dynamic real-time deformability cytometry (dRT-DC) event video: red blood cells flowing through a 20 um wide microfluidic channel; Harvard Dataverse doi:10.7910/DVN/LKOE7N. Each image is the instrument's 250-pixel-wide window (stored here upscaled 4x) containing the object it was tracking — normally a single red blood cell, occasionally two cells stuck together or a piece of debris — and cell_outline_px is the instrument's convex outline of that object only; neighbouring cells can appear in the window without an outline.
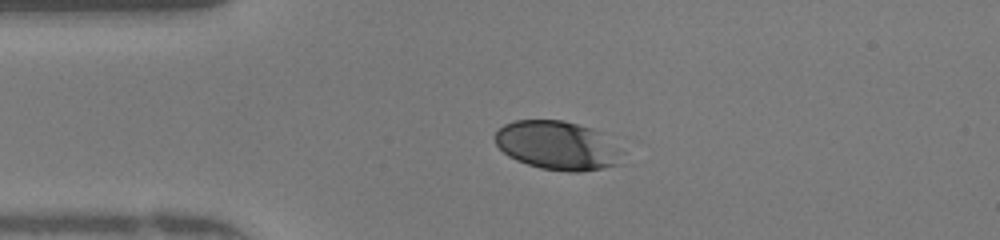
{"species": "human", "species_latin": "Homo sapiens", "temperature_condition": "warm", "stored_images_in_passage": 48, "camera_frame_rate_fps": 3000, "um_per_image_px": 0.085, "donor": {"sex": "female"}, "frame": {"image": 1, "passage_image": 11, "time_ms": 3.333, "image_size_px": [1000, 240], "cell_outline_px": [[620, 164], [604, 168], [580, 172], [568, 172], [540, 168], [516, 160], [508, 156], [496, 144], [496, 132], [504, 124], [516, 120], [564, 120], [592, 128], [600, 132], [616, 148]], "centroid_in_image_um": [47.32, 12.37], "position_along_channel_um": 37.7, "area_um2": 35.66}}
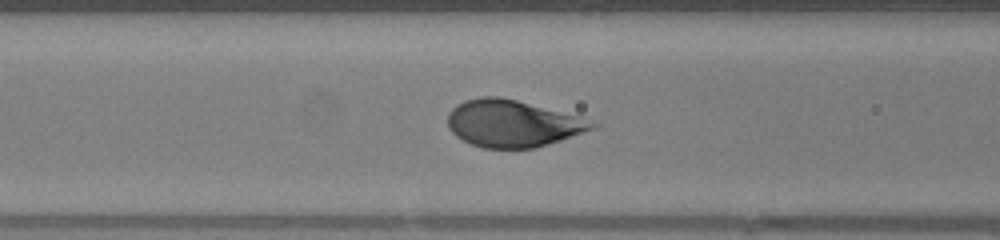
{"frame": {"image": 2, "passage_image": 19, "time_ms": 6.0, "image_size_px": [1000, 240], "cell_outline_px": [[600, 124], [592, 128], [560, 140], [536, 148], [484, 148], [472, 144], [456, 136], [448, 128], [448, 112], [456, 104], [464, 100], [480, 96], [496, 96], [516, 100], [580, 116]], "centroid_in_image_um": [43.53, 10.48], "position_along_channel_um": 123.1, "area_um2": 39.3}}
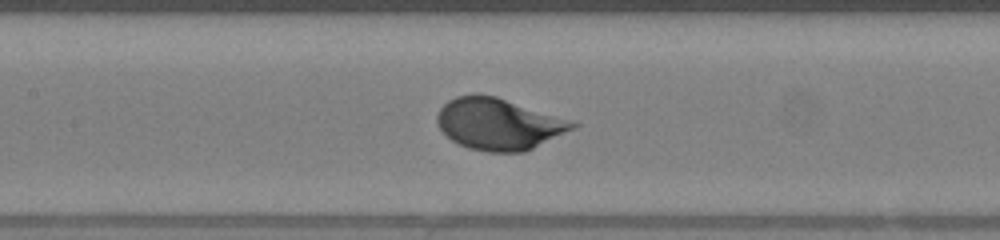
{"frame": {"image": 3, "passage_image": 22, "time_ms": 7.0, "image_size_px": [1000, 240], "cell_outline_px": [[580, 124], [576, 128], [524, 152], [488, 152], [468, 148], [452, 140], [440, 128], [436, 120], [436, 116], [440, 108], [448, 100], [456, 96], [496, 96]], "centroid_in_image_um": [42.38, 10.56], "position_along_channel_um": 165.0, "area_um2": 39.88}, "authors_computed_cell_mechanics": {"area_um2": 39.0728, "velocity_mm_per_s": 4.2008, "shape_relaxation_time_tau1_ms": 2.0437, "shape_relaxation_time_tau2_ms": null, "deformation_change_tau1": 0.1544, "deformation_change_tau2": null}}